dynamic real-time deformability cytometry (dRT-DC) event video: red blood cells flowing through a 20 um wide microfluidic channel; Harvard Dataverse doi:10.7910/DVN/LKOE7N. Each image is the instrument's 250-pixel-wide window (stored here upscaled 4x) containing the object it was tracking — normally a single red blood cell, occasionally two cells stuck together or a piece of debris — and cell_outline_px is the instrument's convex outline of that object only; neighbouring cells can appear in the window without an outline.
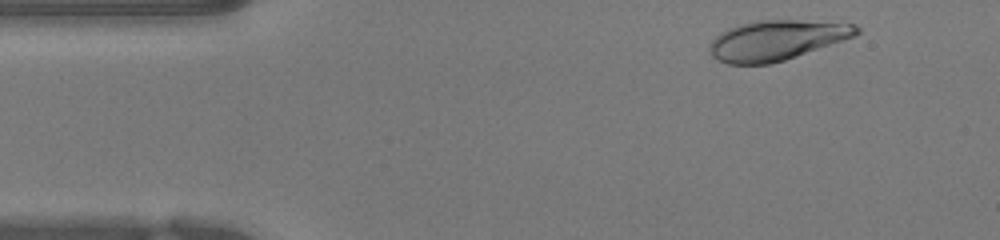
{"species": "human", "species_latin": "Homo sapiens", "temperature_condition": "warm", "stored_images_in_passage": 48, "camera_frame_rate_fps": 3000, "um_per_image_px": 0.085, "donor": {"sex": "female"}, "frame": {"image": 1, "passage_image": 3, "time_ms": 0.667, "image_size_px": [1000, 240], "cell_outline_px": [[860, 32], [852, 36], [796, 56], [784, 60], [768, 64], [728, 64], [712, 56], [708, 48], [708, 44], [720, 32], [728, 28], [740, 24], [756, 20], [796, 20], [856, 24], [860, 28]], "centroid_in_image_um": [65.94, 3.41], "position_along_channel_um": 19.1, "area_um2": 33.81}}
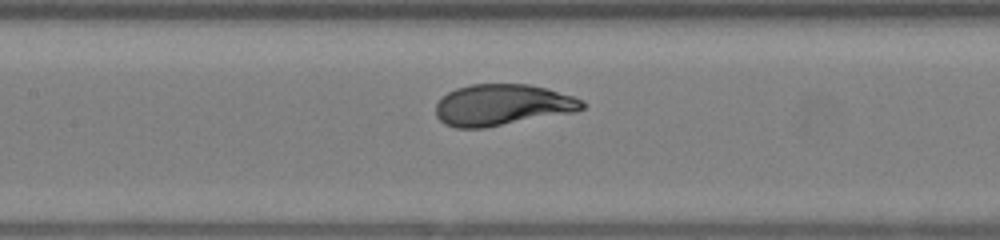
{"frame": {"image": 2, "passage_image": 20, "time_ms": 6.333, "image_size_px": [1000, 240], "cell_outline_px": [[588, 104], [584, 108], [572, 112], [484, 128], [456, 128], [444, 124], [436, 116], [436, 104], [448, 92], [456, 88], [468, 84], [528, 84], [544, 88], [572, 96], [584, 100]], "centroid_in_image_um": [42.67, 8.92], "position_along_channel_um": 164.7, "area_um2": 35.08}}
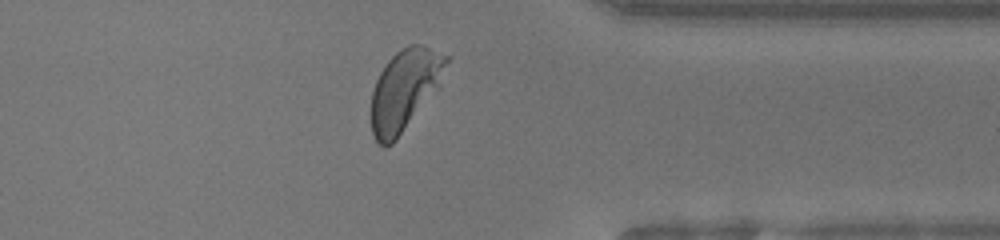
{"frame": {"image": 3, "passage_image": 37, "time_ms": 12.0, "image_size_px": [1000, 240], "cell_outline_px": [[452, 56], [440, 88], [396, 140], [392, 144], [384, 148], [376, 140], [372, 132], [372, 92], [376, 80], [380, 72], [388, 60], [400, 48], [408, 44], [420, 44]], "centroid_in_image_um": [34.47, 7.6], "position_along_channel_um": 376.9, "area_um2": 36.07}, "authors_computed_cell_mechanics": {"area_um2": 35.1135, "velocity_mm_per_s": 3.9397, "shape_relaxation_time_tau1_ms": 4.34, "shape_relaxation_time_tau2_ms": null, "deformation_change_tau1": 0.245, "deformation_change_tau2": null}}